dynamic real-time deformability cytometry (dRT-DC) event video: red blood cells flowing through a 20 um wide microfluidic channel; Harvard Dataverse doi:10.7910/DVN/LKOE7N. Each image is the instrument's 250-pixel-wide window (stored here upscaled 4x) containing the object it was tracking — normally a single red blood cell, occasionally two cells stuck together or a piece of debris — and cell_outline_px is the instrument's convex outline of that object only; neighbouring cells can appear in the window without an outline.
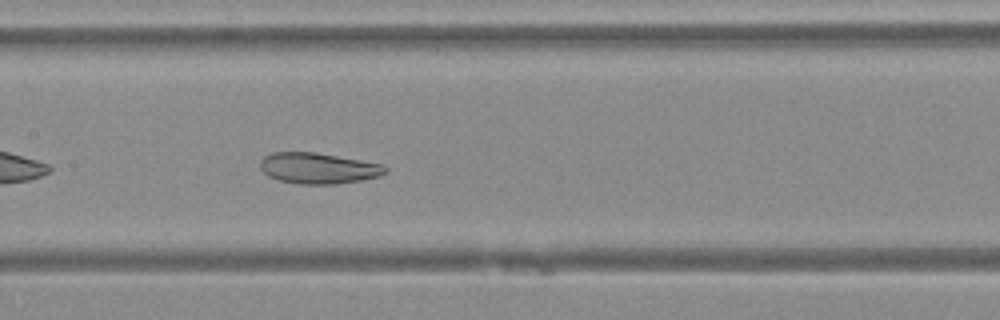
{"species": "Egyptian fruit bat (a non-hibernating species)", "species_latin": "Rousettus aegyptiacus", "temperature_condition": "warm", "stored_images_in_passage": 35, "camera_frame_rate_fps": 3000, "um_per_image_px": 0.085, "animal": {"sex": "female"}, "frame": {"image": 1, "passage_image": 17, "time_ms": 5.333, "image_size_px": [1000, 320], "cell_outline_px": [[388, 172], [380, 176], [360, 180], [336, 184], [300, 184], [280, 180], [268, 176], [260, 168], [260, 160], [264, 156], [272, 152], [316, 152], [384, 164], [388, 168]], "centroid_in_image_um": [27.07, 14.29], "position_along_channel_um": 180.3, "area_um2": 22.66}}
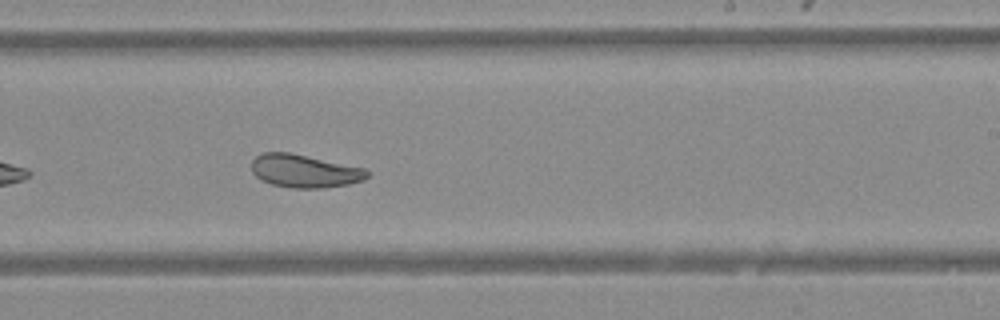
{"frame": {"image": 2, "passage_image": 23, "time_ms": 7.333, "image_size_px": [1000, 320], "cell_outline_px": [[368, 176], [364, 180], [348, 184], [324, 188], [292, 188], [272, 184], [260, 180], [252, 172], [252, 160], [256, 156], [264, 152], [288, 152], [364, 168], [368, 172]], "centroid_in_image_um": [25.86, 14.54], "position_along_channel_um": 263.1, "area_um2": 22.14}}
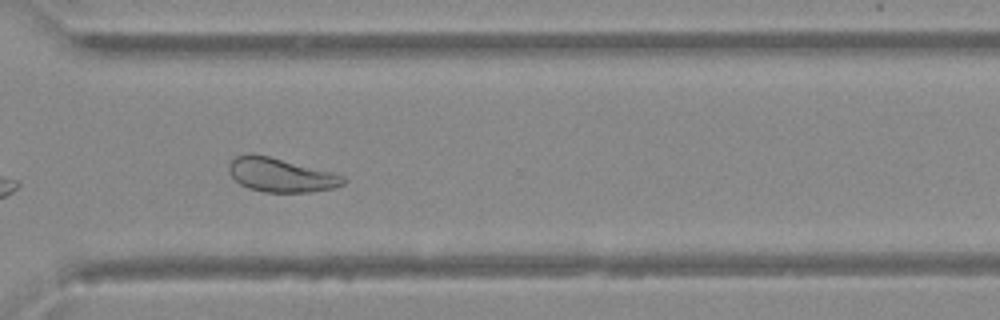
{"frame": {"image": 3, "passage_image": 29, "time_ms": 9.333, "image_size_px": [1000, 320], "cell_outline_px": [[348, 180], [344, 184], [332, 188], [308, 192], [264, 192], [248, 188], [240, 184], [228, 172], [228, 164], [236, 156], [252, 152], [268, 156], [344, 176]], "centroid_in_image_um": [23.82, 14.87], "position_along_channel_um": 346.8, "area_um2": 22.37}}